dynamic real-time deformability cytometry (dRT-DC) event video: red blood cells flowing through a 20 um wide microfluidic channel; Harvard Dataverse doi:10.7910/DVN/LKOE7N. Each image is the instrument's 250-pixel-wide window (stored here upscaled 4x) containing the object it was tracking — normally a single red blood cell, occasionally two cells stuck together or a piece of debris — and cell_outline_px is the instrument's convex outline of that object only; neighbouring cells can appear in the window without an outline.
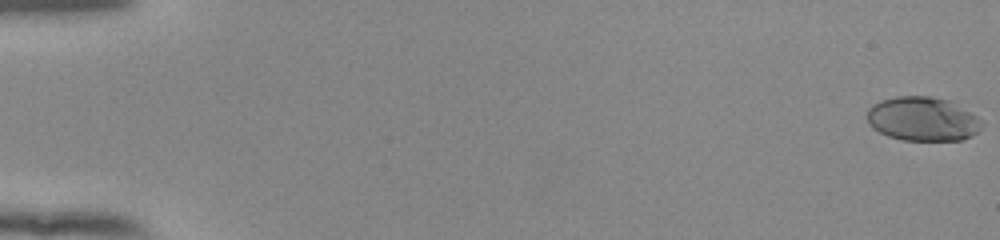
{"species": "human", "species_latin": "Homo sapiens", "temperature_condition": "room temperature", "stored_images_in_passage": 54, "camera_frame_rate_fps": 3000, "um_per_image_px": 0.085, "donor": {"sex": "female"}, "frame": {"image": 1, "passage_image": 1, "time_ms": 0.0, "image_size_px": [1000, 240], "cell_outline_px": [[984, 124], [972, 136], [960, 140], [904, 140], [888, 136], [872, 128], [868, 124], [868, 108], [872, 104], [880, 100], [896, 96], [928, 96], [948, 100], [972, 112]], "centroid_in_image_um": [78.41, 10.11], "position_along_channel_um": 6.6, "area_um2": 29.48}}
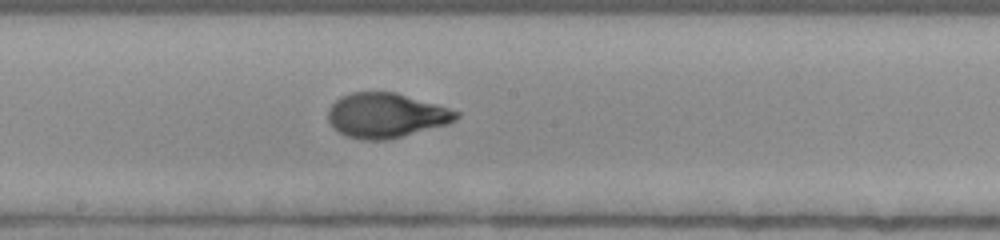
{"frame": {"image": 2, "passage_image": 31, "time_ms": 10.0, "image_size_px": [1000, 240], "cell_outline_px": [[460, 116], [456, 120], [448, 124], [388, 140], [364, 140], [348, 136], [332, 128], [328, 120], [328, 108], [340, 96], [352, 92], [396, 92], [436, 104], [460, 112]], "centroid_in_image_um": [32.81, 9.81], "position_along_channel_um": 215.4, "area_um2": 33.47}}
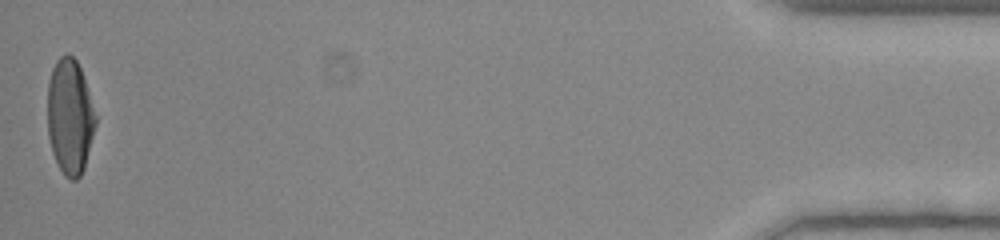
{"frame": {"image": 3, "passage_image": 54, "time_ms": 17.667, "image_size_px": [1000, 240], "cell_outline_px": [[96, 124], [84, 168], [80, 176], [76, 180], [72, 180], [64, 176], [52, 152], [48, 136], [48, 80], [52, 68], [56, 60], [60, 56], [68, 52], [76, 60], [80, 68], [96, 116]], "centroid_in_image_um": [5.92, 9.91], "position_along_channel_um": 429.3, "area_um2": 32.14}, "authors_computed_cell_mechanics": {"area_um2": 32.3391, "velocity_mm_per_s": 3.9143, "shape_relaxation_time_tau1_ms": 4.0174, "shape_relaxation_time_tau2_ms": null, "deformation_change_tau1": 0.1995, "deformation_change_tau2": null}}